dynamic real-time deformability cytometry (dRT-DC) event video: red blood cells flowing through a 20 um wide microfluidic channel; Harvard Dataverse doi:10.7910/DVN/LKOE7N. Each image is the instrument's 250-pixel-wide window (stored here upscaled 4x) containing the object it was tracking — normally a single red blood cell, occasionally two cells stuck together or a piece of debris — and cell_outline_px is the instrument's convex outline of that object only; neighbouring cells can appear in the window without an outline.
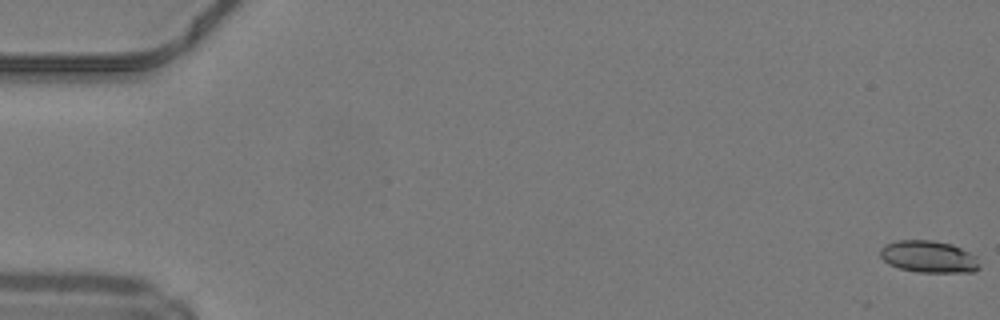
{"species": "common noctule bat (a hibernating species)", "species_latin": "Nyctalus noctula", "temperature_condition": "warm", "stored_images_in_passage": 5, "camera_frame_rate_fps": 3000, "um_per_image_px": 0.085, "animal": {"sex": "male", "body_mass_g": 19.2, "forearm_length_mm": 51.8}, "frame": {"image": 1, "passage_image": 1, "time_ms": 0.0, "image_size_px": [1000, 320], "cell_outline_px": [[980, 268], [976, 272], [916, 272], [900, 268], [888, 264], [880, 256], [880, 248], [884, 244], [896, 240], [932, 240], [952, 244], [976, 256], [980, 264]], "centroid_in_image_um": [78.93, 21.82], "position_along_channel_um": 6.1, "area_um2": 18.67}}